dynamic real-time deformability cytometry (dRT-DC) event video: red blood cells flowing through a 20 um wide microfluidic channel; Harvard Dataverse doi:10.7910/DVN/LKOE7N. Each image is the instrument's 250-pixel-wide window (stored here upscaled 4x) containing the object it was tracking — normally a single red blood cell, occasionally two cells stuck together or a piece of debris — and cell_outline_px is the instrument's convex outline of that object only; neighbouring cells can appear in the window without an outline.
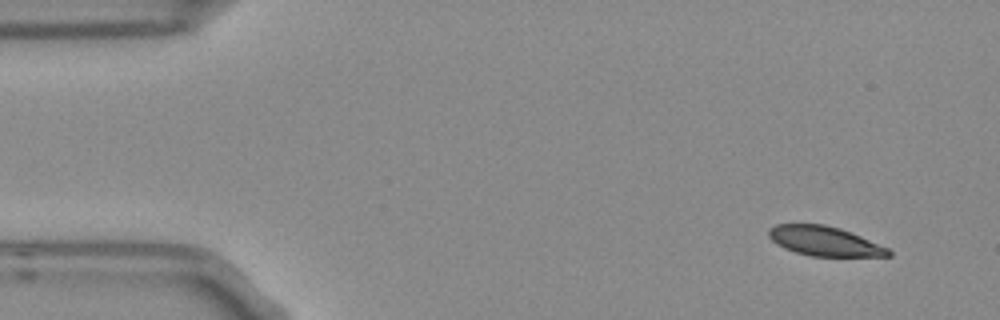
{"species": "Egyptian fruit bat (a non-hibernating species)", "species_latin": "Rousettus aegyptiacus", "temperature_condition": "room temperature", "stored_images_in_passage": 5, "segment_of_instrument_passage": [1, 2], "camera_frame_rate_fps": 3000, "um_per_image_px": 0.085, "frame": {"image": 1, "passage_image": 1, "time_ms": 0.0, "image_size_px": [1000, 320], "cell_outline_px": [[892, 256], [812, 256], [796, 252], [784, 248], [776, 244], [768, 236], [768, 228], [776, 224], [824, 224], [840, 228], [860, 236], [888, 248], [892, 252]], "centroid_in_image_um": [70.06, 20.49], "position_along_channel_um": 14.9, "area_um2": 20.52}}
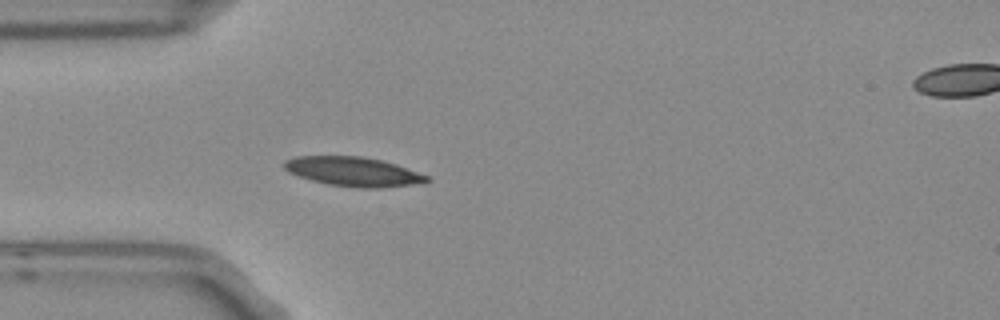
{"frame": {"image": 2, "passage_image": 4, "time_ms": 1.0, "image_size_px": [1000, 320], "cell_outline_px": [[432, 180], [424, 184], [380, 188], [360, 188], [328, 184], [312, 180], [288, 172], [284, 168], [284, 160], [296, 156], [364, 156], [396, 164], [428, 176]], "centroid_in_image_um": [30.08, 14.59], "position_along_channel_um": 54.9, "area_um2": 24.51}}